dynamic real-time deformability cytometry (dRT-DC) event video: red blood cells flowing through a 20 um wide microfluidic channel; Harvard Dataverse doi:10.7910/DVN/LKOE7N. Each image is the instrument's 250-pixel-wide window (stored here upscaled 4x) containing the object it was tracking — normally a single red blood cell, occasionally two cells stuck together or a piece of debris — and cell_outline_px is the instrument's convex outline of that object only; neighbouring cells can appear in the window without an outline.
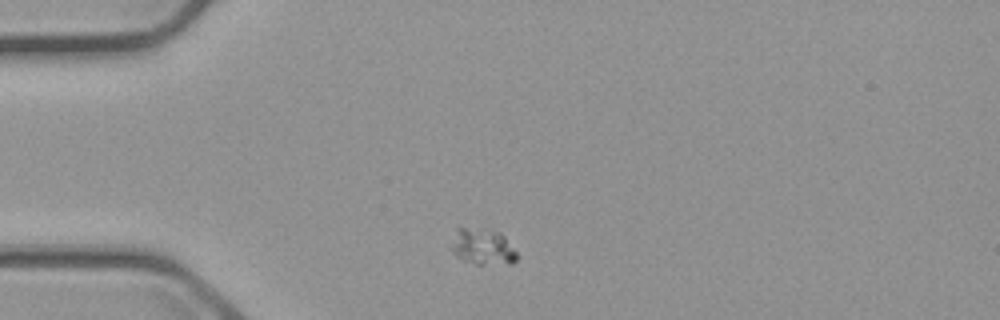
{"species": "common noctule bat (a hibernating species)", "species_latin": "Nyctalus noctula", "temperature_condition": "cold", "stored_images_in_passage": 1, "camera_frame_rate_fps": 3000, "um_per_image_px": 0.085, "animal": {"sex": "male", "body_mass_g": 23.1, "forearm_length_mm": 52.7}, "frame": {"image": 1, "passage_image": 1, "time_ms": 0.0, "image_size_px": [1000, 320], "cell_outline_px": [[516, 260], [512, 264], [476, 264], [460, 260], [448, 248], [456, 228], [484, 228], [500, 232], [504, 236], [516, 252]], "centroid_in_image_um": [40.96, 20.97], "position_along_channel_um": 44.0, "area_um2": 14.16}}